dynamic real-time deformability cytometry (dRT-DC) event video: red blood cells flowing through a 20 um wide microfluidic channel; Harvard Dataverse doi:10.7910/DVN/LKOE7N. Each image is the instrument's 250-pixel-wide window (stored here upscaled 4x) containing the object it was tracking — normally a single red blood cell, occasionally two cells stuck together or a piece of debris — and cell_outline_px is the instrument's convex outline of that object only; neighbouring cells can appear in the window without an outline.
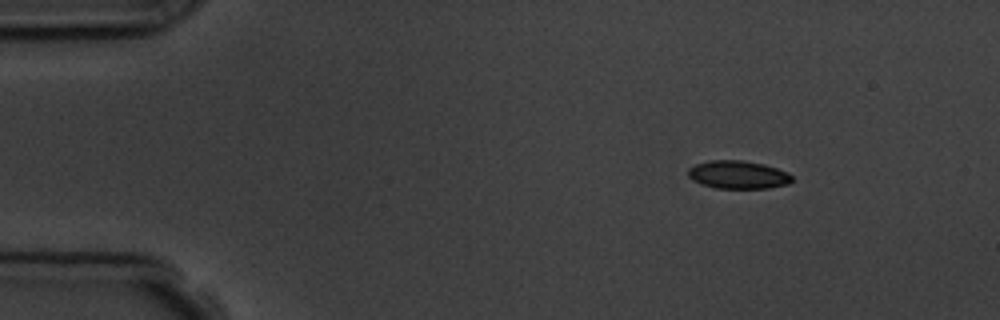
{"species": "common noctule bat (a hibernating species)", "species_latin": "Nyctalus noctula", "temperature_condition": "room temperature", "stored_images_in_passage": 7, "camera_frame_rate_fps": 3000, "um_per_image_px": 0.085, "animal": {"sex": "male", "body_mass_g": 19.5, "forearm_length_mm": 54.6}, "frame": {"image": 1, "passage_image": 2, "time_ms": 1.333, "image_size_px": [1000, 320], "cell_outline_px": [[792, 180], [788, 184], [768, 188], [716, 188], [700, 184], [692, 180], [688, 176], [688, 168], [696, 164], [708, 160], [740, 160], [764, 164], [788, 172], [792, 176]], "centroid_in_image_um": [62.71, 14.85], "position_along_channel_um": 22.3, "area_um2": 17.05}}
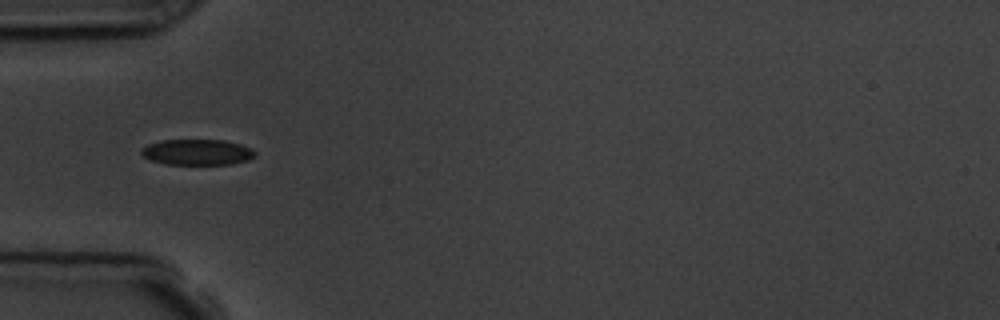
{"frame": {"image": 2, "passage_image": 5, "time_ms": 4.667, "image_size_px": [1000, 320], "cell_outline_px": [[256, 156], [248, 160], [232, 164], [164, 164], [152, 160], [144, 156], [140, 152], [148, 144], [160, 140], [224, 140], [240, 144], [252, 148], [256, 152]], "centroid_in_image_um": [16.81, 12.93], "position_along_channel_um": 68.2, "area_um2": 17.05}}